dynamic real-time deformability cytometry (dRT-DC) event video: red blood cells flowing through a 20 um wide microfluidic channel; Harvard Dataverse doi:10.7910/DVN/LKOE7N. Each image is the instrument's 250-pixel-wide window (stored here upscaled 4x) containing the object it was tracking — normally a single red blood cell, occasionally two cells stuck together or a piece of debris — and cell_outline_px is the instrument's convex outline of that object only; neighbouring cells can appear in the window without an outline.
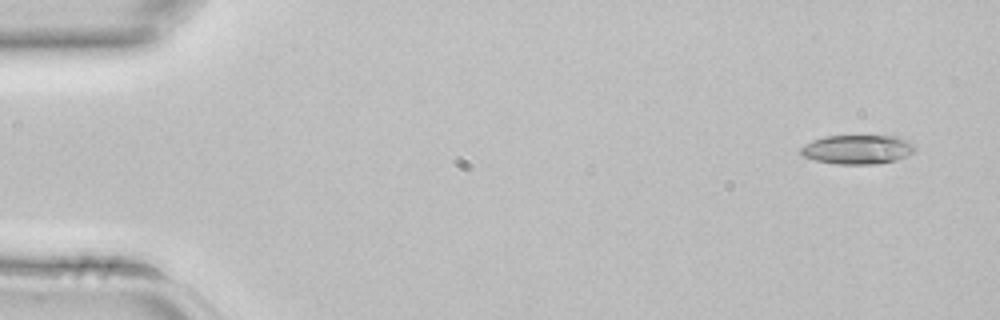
{"species": "common noctule bat (a hibernating species)", "species_latin": "Nyctalus noctula", "temperature_condition": "room temperature", "stored_images_in_passage": 4, "camera_frame_rate_fps": 3000, "um_per_image_px": 0.085, "animal": {"sex": "female", "body_mass_g": 22.7, "forearm_length_mm": 54.2}, "frame": {"image": 1, "passage_image": 1, "time_ms": 0.0, "image_size_px": [1000, 320], "cell_outline_px": [[916, 152], [908, 156], [896, 160], [880, 164], [836, 164], [816, 160], [804, 156], [800, 152], [800, 148], [804, 144], [812, 140], [824, 136], [896, 136], [908, 140], [916, 144]], "centroid_in_image_um": [72.95, 12.7], "position_along_channel_um": 12.1, "area_um2": 19.71}}
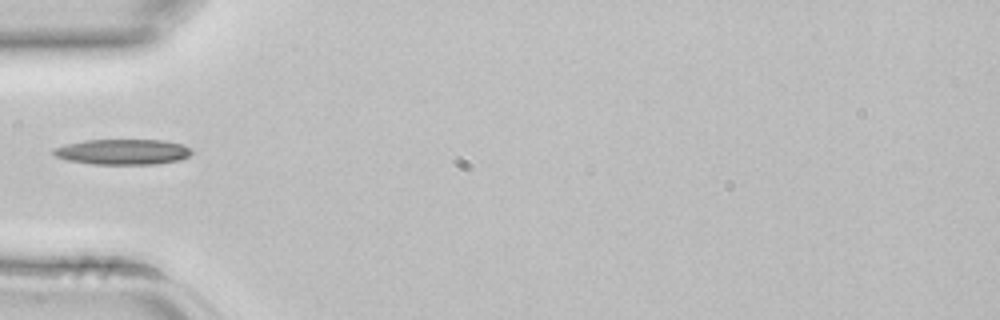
{"frame": {"image": 2, "passage_image": 4, "time_ms": 1.0, "image_size_px": [1000, 320], "cell_outline_px": [[192, 152], [188, 156], [180, 160], [156, 164], [92, 164], [68, 160], [56, 156], [52, 152], [52, 148], [84, 140], [164, 140], [184, 144], [192, 148]], "centroid_in_image_um": [10.47, 12.9], "position_along_channel_um": 74.5, "area_um2": 20.58}}